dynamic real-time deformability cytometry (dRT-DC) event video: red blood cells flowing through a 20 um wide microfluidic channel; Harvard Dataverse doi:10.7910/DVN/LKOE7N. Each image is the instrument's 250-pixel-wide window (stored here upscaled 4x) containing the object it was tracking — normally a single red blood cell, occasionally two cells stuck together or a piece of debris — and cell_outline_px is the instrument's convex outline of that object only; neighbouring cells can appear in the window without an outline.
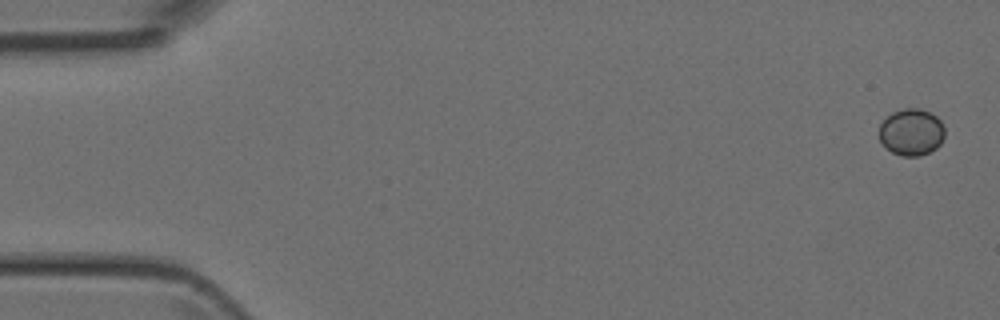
{"species": "Egyptian fruit bat (a non-hibernating species)", "species_latin": "Rousettus aegyptiacus", "temperature_condition": "room temperature", "stored_images_in_passage": 4, "camera_frame_rate_fps": 3000, "um_per_image_px": 0.085, "animal": {"sex": "female"}, "frame": {"image": 1, "passage_image": 1, "time_ms": 0.0, "image_size_px": [1000, 320], "cell_outline_px": [[944, 136], [940, 144], [936, 148], [920, 156], [900, 156], [892, 152], [880, 140], [880, 124], [892, 112], [904, 108], [920, 108], [936, 116], [940, 120], [944, 128]], "centroid_in_image_um": [77.48, 11.23], "position_along_channel_um": 7.5, "area_um2": 17.74}}
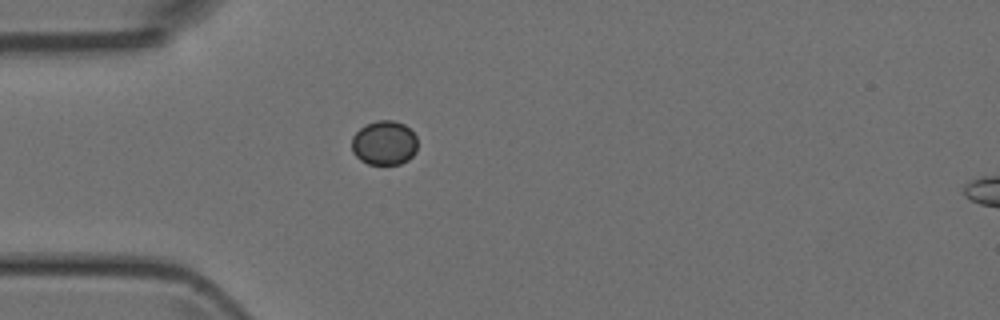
{"frame": {"image": 2, "passage_image": 4, "time_ms": 4.333, "image_size_px": [1000, 320], "cell_outline_px": [[416, 152], [408, 160], [400, 164], [368, 164], [360, 160], [352, 152], [352, 136], [364, 124], [376, 120], [392, 120], [404, 124], [416, 136]], "centroid_in_image_um": [32.64, 12.14], "position_along_channel_um": 52.4, "area_um2": 17.11}}